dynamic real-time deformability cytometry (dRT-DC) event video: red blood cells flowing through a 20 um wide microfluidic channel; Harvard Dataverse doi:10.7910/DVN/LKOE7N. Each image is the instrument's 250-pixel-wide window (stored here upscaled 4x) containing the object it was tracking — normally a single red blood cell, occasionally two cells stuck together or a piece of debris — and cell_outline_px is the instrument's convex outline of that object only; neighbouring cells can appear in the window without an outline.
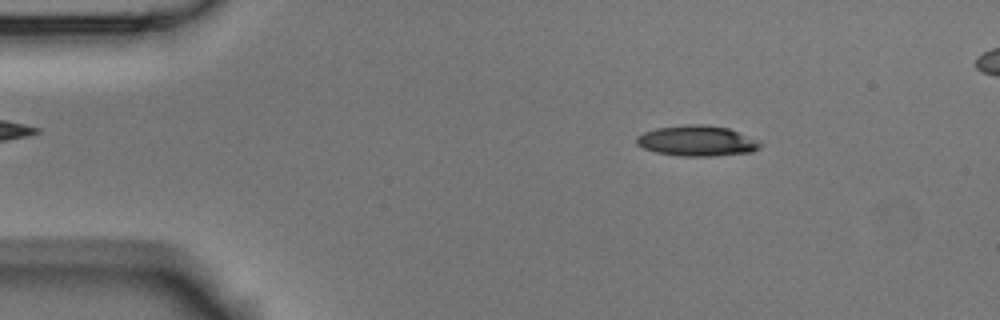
{"species": "Egyptian fruit bat (a non-hibernating species)", "species_latin": "Rousettus aegyptiacus", "temperature_condition": "room temperature", "stored_images_in_passage": 5, "segment_of_instrument_passage": [1, 2], "camera_frame_rate_fps": 3000, "um_per_image_px": 0.085, "animal": {"sex": "male"}, "frame": {"image": 1, "passage_image": 2, "time_ms": 1.333, "image_size_px": [1000, 320], "cell_outline_px": [[764, 144], [760, 148], [752, 152], [712, 156], [680, 156], [656, 152], [644, 148], [636, 144], [636, 136], [644, 132], [656, 128], [692, 124], [700, 124], [728, 128], [756, 140]], "centroid_in_image_um": [59.23, 11.98], "position_along_channel_um": 25.8, "area_um2": 21.85}}